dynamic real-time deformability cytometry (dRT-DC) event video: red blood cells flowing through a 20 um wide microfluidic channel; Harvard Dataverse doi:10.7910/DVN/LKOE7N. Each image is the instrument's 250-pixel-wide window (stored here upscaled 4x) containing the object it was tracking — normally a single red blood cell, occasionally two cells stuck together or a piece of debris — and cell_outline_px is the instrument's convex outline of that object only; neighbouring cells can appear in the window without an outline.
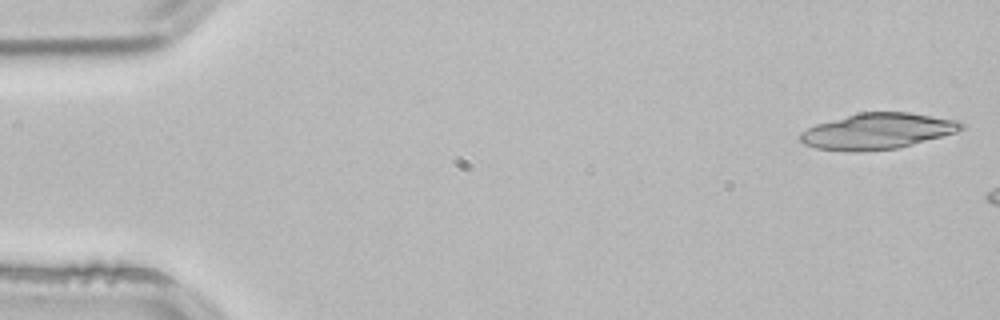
{"species": "common noctule bat (a hibernating species)", "species_latin": "Nyctalus noctula", "temperature_condition": "room temperature", "stored_images_in_passage": 2, "camera_frame_rate_fps": 3000, "um_per_image_px": 0.085, "animal": {"sex": "male", "body_mass_g": 21.5, "forearm_length_mm": 52.0}, "frame": {"image": 1, "passage_image": 1, "time_ms": 0.0, "image_size_px": [1000, 320], "cell_outline_px": [[964, 128], [956, 132], [912, 144], [896, 148], [856, 152], [816, 148], [804, 144], [800, 140], [800, 132], [816, 124], [860, 112], [908, 112], [960, 120], [964, 124]], "centroid_in_image_um": [74.59, 11.14], "position_along_channel_um": 10.4, "area_um2": 33.47}}